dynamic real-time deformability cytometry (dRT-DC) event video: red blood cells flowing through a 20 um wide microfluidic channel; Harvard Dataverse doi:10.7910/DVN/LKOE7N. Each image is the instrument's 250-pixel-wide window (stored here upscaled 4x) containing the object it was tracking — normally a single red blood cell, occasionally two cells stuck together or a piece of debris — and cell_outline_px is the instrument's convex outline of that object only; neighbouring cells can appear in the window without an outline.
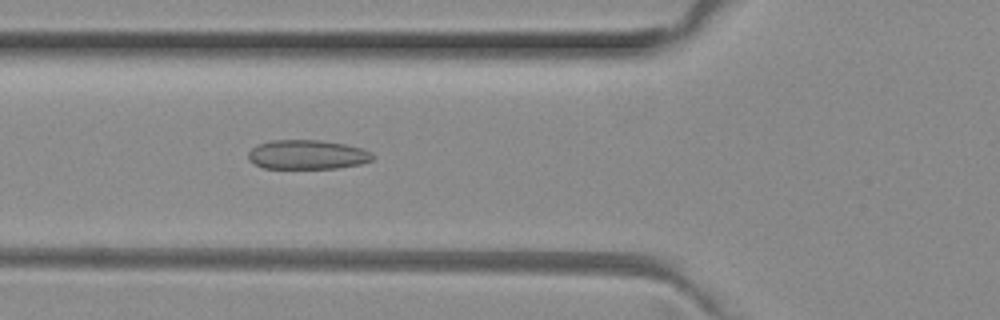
{"species": "common noctule bat (a hibernating species)", "species_latin": "Nyctalus noctula", "temperature_condition": "room temperature", "stored_images_in_passage": 50, "camera_frame_rate_fps": 3000, "um_per_image_px": 0.085, "animal": {"sex": "female", "body_mass_g": 29.2, "forearm_length_mm": 56.3}, "frame": {"image": 1, "passage_image": 18, "time_ms": 5.667, "image_size_px": [1000, 320], "cell_outline_px": [[376, 156], [372, 160], [360, 164], [340, 168], [264, 168], [248, 160], [248, 152], [252, 148], [260, 144], [272, 140], [320, 140], [344, 144], [360, 148], [372, 152]], "centroid_in_image_um": [26.14, 13.15], "position_along_channel_um": 99.7, "area_um2": 21.21}}
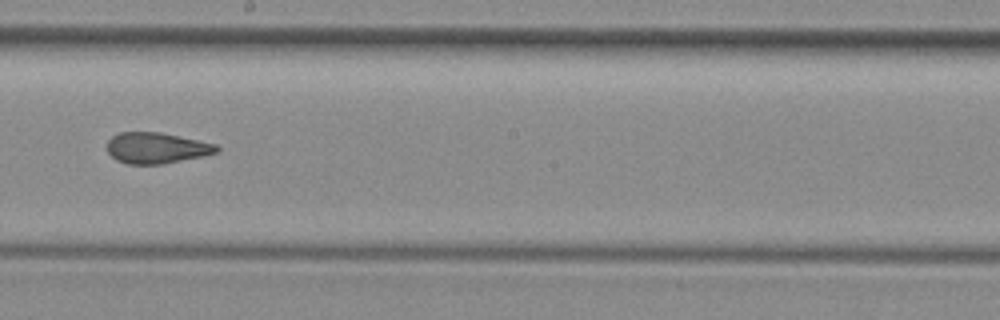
{"frame": {"image": 2, "passage_image": 28, "time_ms": 9.0, "image_size_px": [1000, 320], "cell_outline_px": [[220, 148], [216, 152], [204, 156], [160, 164], [128, 164], [116, 160], [108, 152], [108, 140], [112, 136], [120, 132], [160, 132], [216, 144]], "centroid_in_image_um": [13.29, 12.57], "position_along_channel_um": 234.9, "area_um2": 19.59}}
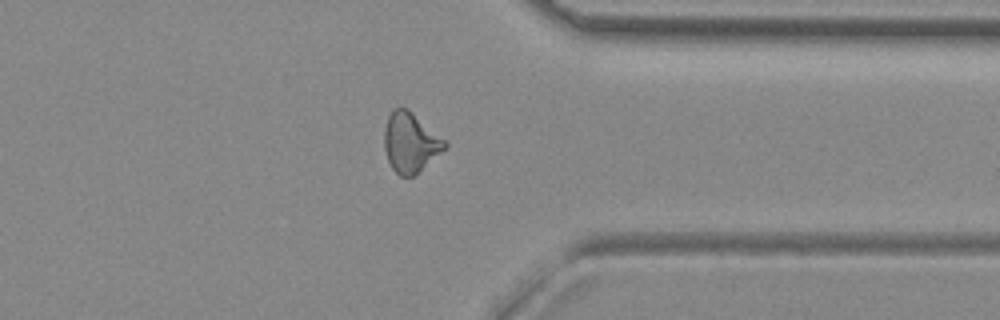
{"frame": {"image": 3, "passage_image": 39, "time_ms": 12.667, "image_size_px": [1000, 320], "cell_outline_px": [[448, 144], [440, 152], [412, 176], [400, 176], [392, 168], [388, 160], [384, 148], [384, 128], [388, 116], [392, 108], [400, 104], [408, 108], [448, 140]], "centroid_in_image_um": [34.87, 12.02], "position_along_channel_um": 376.5, "area_um2": 21.27}, "authors_computed_cell_mechanics": {"area_um2": 20.9814, "velocity_mm_per_s": 4.0514, "shape_relaxation_time_tau1_ms": null, "shape_relaxation_time_tau2_ms": 1.6091, "deformation_change_tau1": null, "deformation_change_tau2": 0.0993}}